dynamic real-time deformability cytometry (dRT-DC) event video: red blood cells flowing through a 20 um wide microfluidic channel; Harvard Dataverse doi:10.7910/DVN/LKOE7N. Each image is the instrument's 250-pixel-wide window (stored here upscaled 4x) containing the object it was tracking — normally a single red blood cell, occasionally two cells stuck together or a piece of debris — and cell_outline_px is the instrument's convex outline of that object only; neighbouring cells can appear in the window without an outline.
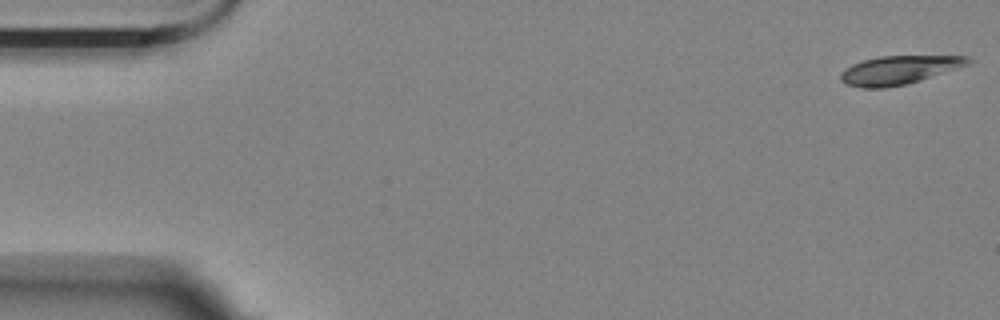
{"species": "Egyptian fruit bat (a non-hibernating species)", "species_latin": "Rousettus aegyptiacus", "temperature_condition": "room temperature", "stored_images_in_passage": 15, "camera_frame_rate_fps": 3000, "um_per_image_px": 0.085, "animal": {"sex": "female"}, "frame": {"image": 1, "passage_image": 1, "time_ms": 0.0, "image_size_px": [1000, 320], "cell_outline_px": [[972, 60], [968, 64], [904, 84], [884, 88], [864, 88], [844, 84], [840, 80], [840, 72], [852, 64], [864, 60], [880, 56], [968, 56]], "centroid_in_image_um": [76.32, 5.95], "position_along_channel_um": 8.7, "area_um2": 20.69}}
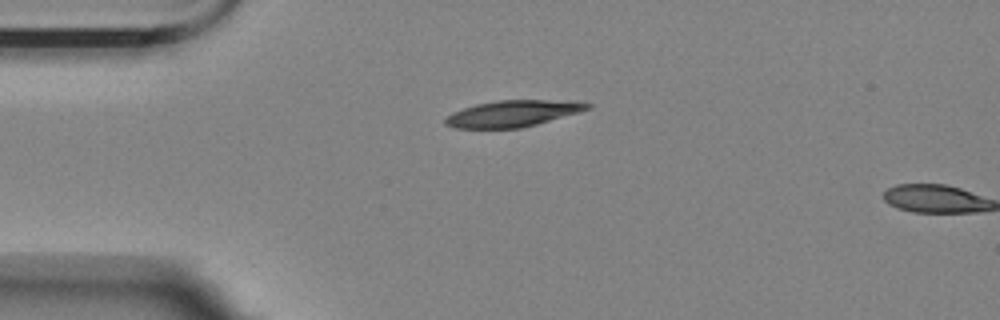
{"frame": {"image": 2, "passage_image": 13, "time_ms": 4.0, "image_size_px": [1000, 320], "cell_outline_px": [[592, 108], [580, 112], [536, 124], [520, 128], [456, 128], [444, 124], [444, 120], [452, 112], [476, 104], [496, 100], [576, 100], [592, 104]], "centroid_in_image_um": [43.64, 9.64], "position_along_channel_um": 41.4, "area_um2": 21.96}}